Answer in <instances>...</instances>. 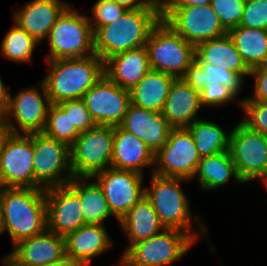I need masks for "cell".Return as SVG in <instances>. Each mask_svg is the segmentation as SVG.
<instances>
[{
  "label": "cell",
  "mask_w": 267,
  "mask_h": 266,
  "mask_svg": "<svg viewBox=\"0 0 267 266\" xmlns=\"http://www.w3.org/2000/svg\"><path fill=\"white\" fill-rule=\"evenodd\" d=\"M2 233L13 246L47 228L45 189L2 187Z\"/></svg>",
  "instance_id": "obj_1"
},
{
  "label": "cell",
  "mask_w": 267,
  "mask_h": 266,
  "mask_svg": "<svg viewBox=\"0 0 267 266\" xmlns=\"http://www.w3.org/2000/svg\"><path fill=\"white\" fill-rule=\"evenodd\" d=\"M160 19V9L126 10L119 18L93 32L95 54L105 61L117 53L145 46Z\"/></svg>",
  "instance_id": "obj_2"
},
{
  "label": "cell",
  "mask_w": 267,
  "mask_h": 266,
  "mask_svg": "<svg viewBox=\"0 0 267 266\" xmlns=\"http://www.w3.org/2000/svg\"><path fill=\"white\" fill-rule=\"evenodd\" d=\"M51 70L42 80L51 104L82 99L104 77V61L96 54L47 61Z\"/></svg>",
  "instance_id": "obj_3"
},
{
  "label": "cell",
  "mask_w": 267,
  "mask_h": 266,
  "mask_svg": "<svg viewBox=\"0 0 267 266\" xmlns=\"http://www.w3.org/2000/svg\"><path fill=\"white\" fill-rule=\"evenodd\" d=\"M151 70L183 78L195 58V46L162 19L151 30L145 44Z\"/></svg>",
  "instance_id": "obj_4"
},
{
  "label": "cell",
  "mask_w": 267,
  "mask_h": 266,
  "mask_svg": "<svg viewBox=\"0 0 267 266\" xmlns=\"http://www.w3.org/2000/svg\"><path fill=\"white\" fill-rule=\"evenodd\" d=\"M70 5L58 17L47 36L50 53L46 61L82 58L94 55V34L90 19L71 9Z\"/></svg>",
  "instance_id": "obj_5"
},
{
  "label": "cell",
  "mask_w": 267,
  "mask_h": 266,
  "mask_svg": "<svg viewBox=\"0 0 267 266\" xmlns=\"http://www.w3.org/2000/svg\"><path fill=\"white\" fill-rule=\"evenodd\" d=\"M151 177V186L145 188V197L153 206L160 223L165 228L184 231L196 241L197 236L191 232L189 202L180 186L182 180L186 179L155 174Z\"/></svg>",
  "instance_id": "obj_6"
},
{
  "label": "cell",
  "mask_w": 267,
  "mask_h": 266,
  "mask_svg": "<svg viewBox=\"0 0 267 266\" xmlns=\"http://www.w3.org/2000/svg\"><path fill=\"white\" fill-rule=\"evenodd\" d=\"M194 242L184 231L165 228L147 240L128 246L121 260L126 266H165L182 257Z\"/></svg>",
  "instance_id": "obj_7"
},
{
  "label": "cell",
  "mask_w": 267,
  "mask_h": 266,
  "mask_svg": "<svg viewBox=\"0 0 267 266\" xmlns=\"http://www.w3.org/2000/svg\"><path fill=\"white\" fill-rule=\"evenodd\" d=\"M114 127L99 126L81 132L70 146L74 177H93L111 167Z\"/></svg>",
  "instance_id": "obj_8"
},
{
  "label": "cell",
  "mask_w": 267,
  "mask_h": 266,
  "mask_svg": "<svg viewBox=\"0 0 267 266\" xmlns=\"http://www.w3.org/2000/svg\"><path fill=\"white\" fill-rule=\"evenodd\" d=\"M183 79L200 92L202 106H219L234 100L244 82L239 74L228 69L194 61Z\"/></svg>",
  "instance_id": "obj_9"
},
{
  "label": "cell",
  "mask_w": 267,
  "mask_h": 266,
  "mask_svg": "<svg viewBox=\"0 0 267 266\" xmlns=\"http://www.w3.org/2000/svg\"><path fill=\"white\" fill-rule=\"evenodd\" d=\"M161 19L195 47L204 41L224 36L228 31L208 5L160 7Z\"/></svg>",
  "instance_id": "obj_10"
},
{
  "label": "cell",
  "mask_w": 267,
  "mask_h": 266,
  "mask_svg": "<svg viewBox=\"0 0 267 266\" xmlns=\"http://www.w3.org/2000/svg\"><path fill=\"white\" fill-rule=\"evenodd\" d=\"M230 133L228 151L241 182L267 180V137L242 122Z\"/></svg>",
  "instance_id": "obj_11"
},
{
  "label": "cell",
  "mask_w": 267,
  "mask_h": 266,
  "mask_svg": "<svg viewBox=\"0 0 267 266\" xmlns=\"http://www.w3.org/2000/svg\"><path fill=\"white\" fill-rule=\"evenodd\" d=\"M200 159L191 132L172 128L167 142L154 155L153 174L187 181L194 178Z\"/></svg>",
  "instance_id": "obj_12"
},
{
  "label": "cell",
  "mask_w": 267,
  "mask_h": 266,
  "mask_svg": "<svg viewBox=\"0 0 267 266\" xmlns=\"http://www.w3.org/2000/svg\"><path fill=\"white\" fill-rule=\"evenodd\" d=\"M31 141L34 179L44 189L67 184L74 177L70 163V147L43 132L31 133ZM64 171L67 176L63 178Z\"/></svg>",
  "instance_id": "obj_13"
},
{
  "label": "cell",
  "mask_w": 267,
  "mask_h": 266,
  "mask_svg": "<svg viewBox=\"0 0 267 266\" xmlns=\"http://www.w3.org/2000/svg\"><path fill=\"white\" fill-rule=\"evenodd\" d=\"M31 133H12L0 153V186L44 189L34 179Z\"/></svg>",
  "instance_id": "obj_14"
},
{
  "label": "cell",
  "mask_w": 267,
  "mask_h": 266,
  "mask_svg": "<svg viewBox=\"0 0 267 266\" xmlns=\"http://www.w3.org/2000/svg\"><path fill=\"white\" fill-rule=\"evenodd\" d=\"M92 178H96L111 214L118 221L145 196V188H142L143 175L140 173L109 167Z\"/></svg>",
  "instance_id": "obj_15"
},
{
  "label": "cell",
  "mask_w": 267,
  "mask_h": 266,
  "mask_svg": "<svg viewBox=\"0 0 267 266\" xmlns=\"http://www.w3.org/2000/svg\"><path fill=\"white\" fill-rule=\"evenodd\" d=\"M96 125L120 126L131 104L129 90L105 75L82 98Z\"/></svg>",
  "instance_id": "obj_16"
},
{
  "label": "cell",
  "mask_w": 267,
  "mask_h": 266,
  "mask_svg": "<svg viewBox=\"0 0 267 266\" xmlns=\"http://www.w3.org/2000/svg\"><path fill=\"white\" fill-rule=\"evenodd\" d=\"M47 229L66 237L85 225L78 194L68 185L45 188Z\"/></svg>",
  "instance_id": "obj_17"
},
{
  "label": "cell",
  "mask_w": 267,
  "mask_h": 266,
  "mask_svg": "<svg viewBox=\"0 0 267 266\" xmlns=\"http://www.w3.org/2000/svg\"><path fill=\"white\" fill-rule=\"evenodd\" d=\"M40 85L45 100L34 87L22 90L14 97L10 95L9 105L6 111V122L9 124L12 133L19 134V129L13 123L15 121L24 134L43 132L51 102L42 81ZM10 114L15 118V121L10 117Z\"/></svg>",
  "instance_id": "obj_18"
},
{
  "label": "cell",
  "mask_w": 267,
  "mask_h": 266,
  "mask_svg": "<svg viewBox=\"0 0 267 266\" xmlns=\"http://www.w3.org/2000/svg\"><path fill=\"white\" fill-rule=\"evenodd\" d=\"M10 255L21 266H49L66 259L65 238L45 229L13 246Z\"/></svg>",
  "instance_id": "obj_19"
},
{
  "label": "cell",
  "mask_w": 267,
  "mask_h": 266,
  "mask_svg": "<svg viewBox=\"0 0 267 266\" xmlns=\"http://www.w3.org/2000/svg\"><path fill=\"white\" fill-rule=\"evenodd\" d=\"M120 126L140 138L154 155L167 142L172 129L162 112L133 104L129 105Z\"/></svg>",
  "instance_id": "obj_20"
},
{
  "label": "cell",
  "mask_w": 267,
  "mask_h": 266,
  "mask_svg": "<svg viewBox=\"0 0 267 266\" xmlns=\"http://www.w3.org/2000/svg\"><path fill=\"white\" fill-rule=\"evenodd\" d=\"M150 70L148 51L145 46L117 53L104 61L105 76L129 91Z\"/></svg>",
  "instance_id": "obj_21"
},
{
  "label": "cell",
  "mask_w": 267,
  "mask_h": 266,
  "mask_svg": "<svg viewBox=\"0 0 267 266\" xmlns=\"http://www.w3.org/2000/svg\"><path fill=\"white\" fill-rule=\"evenodd\" d=\"M200 92L194 90L183 78H175L162 110V114L172 128H187L197 118Z\"/></svg>",
  "instance_id": "obj_22"
},
{
  "label": "cell",
  "mask_w": 267,
  "mask_h": 266,
  "mask_svg": "<svg viewBox=\"0 0 267 266\" xmlns=\"http://www.w3.org/2000/svg\"><path fill=\"white\" fill-rule=\"evenodd\" d=\"M68 6L59 0H32L20 11H14L13 17L21 29L40 43Z\"/></svg>",
  "instance_id": "obj_23"
},
{
  "label": "cell",
  "mask_w": 267,
  "mask_h": 266,
  "mask_svg": "<svg viewBox=\"0 0 267 266\" xmlns=\"http://www.w3.org/2000/svg\"><path fill=\"white\" fill-rule=\"evenodd\" d=\"M155 165L154 154L146 144L121 126L114 127L111 167L143 175V167Z\"/></svg>",
  "instance_id": "obj_24"
},
{
  "label": "cell",
  "mask_w": 267,
  "mask_h": 266,
  "mask_svg": "<svg viewBox=\"0 0 267 266\" xmlns=\"http://www.w3.org/2000/svg\"><path fill=\"white\" fill-rule=\"evenodd\" d=\"M195 54V63L219 66L239 74L242 78L250 73L228 34L199 43L195 47Z\"/></svg>",
  "instance_id": "obj_25"
},
{
  "label": "cell",
  "mask_w": 267,
  "mask_h": 266,
  "mask_svg": "<svg viewBox=\"0 0 267 266\" xmlns=\"http://www.w3.org/2000/svg\"><path fill=\"white\" fill-rule=\"evenodd\" d=\"M104 225L85 224L65 237L66 257L90 263L92 257L112 246Z\"/></svg>",
  "instance_id": "obj_26"
},
{
  "label": "cell",
  "mask_w": 267,
  "mask_h": 266,
  "mask_svg": "<svg viewBox=\"0 0 267 266\" xmlns=\"http://www.w3.org/2000/svg\"><path fill=\"white\" fill-rule=\"evenodd\" d=\"M175 77L160 71L150 70L130 92L131 104L162 112L165 100Z\"/></svg>",
  "instance_id": "obj_27"
},
{
  "label": "cell",
  "mask_w": 267,
  "mask_h": 266,
  "mask_svg": "<svg viewBox=\"0 0 267 266\" xmlns=\"http://www.w3.org/2000/svg\"><path fill=\"white\" fill-rule=\"evenodd\" d=\"M119 223L130 240L129 246L147 240L165 229L145 196L122 217Z\"/></svg>",
  "instance_id": "obj_28"
},
{
  "label": "cell",
  "mask_w": 267,
  "mask_h": 266,
  "mask_svg": "<svg viewBox=\"0 0 267 266\" xmlns=\"http://www.w3.org/2000/svg\"><path fill=\"white\" fill-rule=\"evenodd\" d=\"M91 179L93 178L73 177L67 184L79 196L84 222L86 224L104 225V219L112 216V214L100 185L97 182L86 183Z\"/></svg>",
  "instance_id": "obj_29"
},
{
  "label": "cell",
  "mask_w": 267,
  "mask_h": 266,
  "mask_svg": "<svg viewBox=\"0 0 267 266\" xmlns=\"http://www.w3.org/2000/svg\"><path fill=\"white\" fill-rule=\"evenodd\" d=\"M227 34L250 70L267 64V29L237 26Z\"/></svg>",
  "instance_id": "obj_30"
},
{
  "label": "cell",
  "mask_w": 267,
  "mask_h": 266,
  "mask_svg": "<svg viewBox=\"0 0 267 266\" xmlns=\"http://www.w3.org/2000/svg\"><path fill=\"white\" fill-rule=\"evenodd\" d=\"M197 176L200 187L203 190L216 189L228 182L234 177L239 183H242L229 151H223L208 157H202L198 163L194 177Z\"/></svg>",
  "instance_id": "obj_31"
},
{
  "label": "cell",
  "mask_w": 267,
  "mask_h": 266,
  "mask_svg": "<svg viewBox=\"0 0 267 266\" xmlns=\"http://www.w3.org/2000/svg\"><path fill=\"white\" fill-rule=\"evenodd\" d=\"M187 129L191 132L201 158L228 151L231 133H226L221 126L199 118Z\"/></svg>",
  "instance_id": "obj_32"
},
{
  "label": "cell",
  "mask_w": 267,
  "mask_h": 266,
  "mask_svg": "<svg viewBox=\"0 0 267 266\" xmlns=\"http://www.w3.org/2000/svg\"><path fill=\"white\" fill-rule=\"evenodd\" d=\"M36 44L39 42L14 23L1 42V52L3 56L12 61L27 63L33 57V49Z\"/></svg>",
  "instance_id": "obj_33"
},
{
  "label": "cell",
  "mask_w": 267,
  "mask_h": 266,
  "mask_svg": "<svg viewBox=\"0 0 267 266\" xmlns=\"http://www.w3.org/2000/svg\"><path fill=\"white\" fill-rule=\"evenodd\" d=\"M43 133L50 138L65 143L69 147L80 135V132L71 125L69 112H64L57 104L49 106Z\"/></svg>",
  "instance_id": "obj_34"
},
{
  "label": "cell",
  "mask_w": 267,
  "mask_h": 266,
  "mask_svg": "<svg viewBox=\"0 0 267 266\" xmlns=\"http://www.w3.org/2000/svg\"><path fill=\"white\" fill-rule=\"evenodd\" d=\"M210 6L227 31L240 25L245 0H212Z\"/></svg>",
  "instance_id": "obj_35"
},
{
  "label": "cell",
  "mask_w": 267,
  "mask_h": 266,
  "mask_svg": "<svg viewBox=\"0 0 267 266\" xmlns=\"http://www.w3.org/2000/svg\"><path fill=\"white\" fill-rule=\"evenodd\" d=\"M239 103L245 113L241 122L250 130L267 137V102L240 101Z\"/></svg>",
  "instance_id": "obj_36"
},
{
  "label": "cell",
  "mask_w": 267,
  "mask_h": 266,
  "mask_svg": "<svg viewBox=\"0 0 267 266\" xmlns=\"http://www.w3.org/2000/svg\"><path fill=\"white\" fill-rule=\"evenodd\" d=\"M57 105L64 112H69L71 125H73L80 133L97 126L83 99L68 100L58 103Z\"/></svg>",
  "instance_id": "obj_37"
},
{
  "label": "cell",
  "mask_w": 267,
  "mask_h": 266,
  "mask_svg": "<svg viewBox=\"0 0 267 266\" xmlns=\"http://www.w3.org/2000/svg\"><path fill=\"white\" fill-rule=\"evenodd\" d=\"M125 11L126 9L114 0H98L92 8L94 24L89 18L93 32L98 27L107 25L114 19L119 18Z\"/></svg>",
  "instance_id": "obj_38"
},
{
  "label": "cell",
  "mask_w": 267,
  "mask_h": 266,
  "mask_svg": "<svg viewBox=\"0 0 267 266\" xmlns=\"http://www.w3.org/2000/svg\"><path fill=\"white\" fill-rule=\"evenodd\" d=\"M239 26L267 29V0L245 1L243 17Z\"/></svg>",
  "instance_id": "obj_39"
},
{
  "label": "cell",
  "mask_w": 267,
  "mask_h": 266,
  "mask_svg": "<svg viewBox=\"0 0 267 266\" xmlns=\"http://www.w3.org/2000/svg\"><path fill=\"white\" fill-rule=\"evenodd\" d=\"M249 76H255L254 97L242 101H264L267 102V65L258 66L250 70Z\"/></svg>",
  "instance_id": "obj_40"
},
{
  "label": "cell",
  "mask_w": 267,
  "mask_h": 266,
  "mask_svg": "<svg viewBox=\"0 0 267 266\" xmlns=\"http://www.w3.org/2000/svg\"><path fill=\"white\" fill-rule=\"evenodd\" d=\"M126 10L134 9H160L159 0H114ZM136 2V3H135Z\"/></svg>",
  "instance_id": "obj_41"
},
{
  "label": "cell",
  "mask_w": 267,
  "mask_h": 266,
  "mask_svg": "<svg viewBox=\"0 0 267 266\" xmlns=\"http://www.w3.org/2000/svg\"><path fill=\"white\" fill-rule=\"evenodd\" d=\"M160 7L204 6L212 0H159Z\"/></svg>",
  "instance_id": "obj_42"
},
{
  "label": "cell",
  "mask_w": 267,
  "mask_h": 266,
  "mask_svg": "<svg viewBox=\"0 0 267 266\" xmlns=\"http://www.w3.org/2000/svg\"><path fill=\"white\" fill-rule=\"evenodd\" d=\"M11 134V128L5 120L2 124H0V153Z\"/></svg>",
  "instance_id": "obj_43"
},
{
  "label": "cell",
  "mask_w": 267,
  "mask_h": 266,
  "mask_svg": "<svg viewBox=\"0 0 267 266\" xmlns=\"http://www.w3.org/2000/svg\"><path fill=\"white\" fill-rule=\"evenodd\" d=\"M10 94L7 92L0 77V108L6 113L9 105Z\"/></svg>",
  "instance_id": "obj_44"
},
{
  "label": "cell",
  "mask_w": 267,
  "mask_h": 266,
  "mask_svg": "<svg viewBox=\"0 0 267 266\" xmlns=\"http://www.w3.org/2000/svg\"><path fill=\"white\" fill-rule=\"evenodd\" d=\"M89 262L81 261V260H71V259H64L62 262L52 264L49 266H88Z\"/></svg>",
  "instance_id": "obj_45"
},
{
  "label": "cell",
  "mask_w": 267,
  "mask_h": 266,
  "mask_svg": "<svg viewBox=\"0 0 267 266\" xmlns=\"http://www.w3.org/2000/svg\"><path fill=\"white\" fill-rule=\"evenodd\" d=\"M3 266H21L10 254L3 258Z\"/></svg>",
  "instance_id": "obj_46"
},
{
  "label": "cell",
  "mask_w": 267,
  "mask_h": 266,
  "mask_svg": "<svg viewBox=\"0 0 267 266\" xmlns=\"http://www.w3.org/2000/svg\"><path fill=\"white\" fill-rule=\"evenodd\" d=\"M2 187L0 186V234L2 233Z\"/></svg>",
  "instance_id": "obj_47"
},
{
  "label": "cell",
  "mask_w": 267,
  "mask_h": 266,
  "mask_svg": "<svg viewBox=\"0 0 267 266\" xmlns=\"http://www.w3.org/2000/svg\"><path fill=\"white\" fill-rule=\"evenodd\" d=\"M6 120V113L0 108V124Z\"/></svg>",
  "instance_id": "obj_48"
},
{
  "label": "cell",
  "mask_w": 267,
  "mask_h": 266,
  "mask_svg": "<svg viewBox=\"0 0 267 266\" xmlns=\"http://www.w3.org/2000/svg\"><path fill=\"white\" fill-rule=\"evenodd\" d=\"M263 182H265V186H266V188H267V180H265V181H263Z\"/></svg>",
  "instance_id": "obj_49"
},
{
  "label": "cell",
  "mask_w": 267,
  "mask_h": 266,
  "mask_svg": "<svg viewBox=\"0 0 267 266\" xmlns=\"http://www.w3.org/2000/svg\"><path fill=\"white\" fill-rule=\"evenodd\" d=\"M122 266H126L122 261H121V263H120ZM118 266V265H117Z\"/></svg>",
  "instance_id": "obj_50"
}]
</instances>
